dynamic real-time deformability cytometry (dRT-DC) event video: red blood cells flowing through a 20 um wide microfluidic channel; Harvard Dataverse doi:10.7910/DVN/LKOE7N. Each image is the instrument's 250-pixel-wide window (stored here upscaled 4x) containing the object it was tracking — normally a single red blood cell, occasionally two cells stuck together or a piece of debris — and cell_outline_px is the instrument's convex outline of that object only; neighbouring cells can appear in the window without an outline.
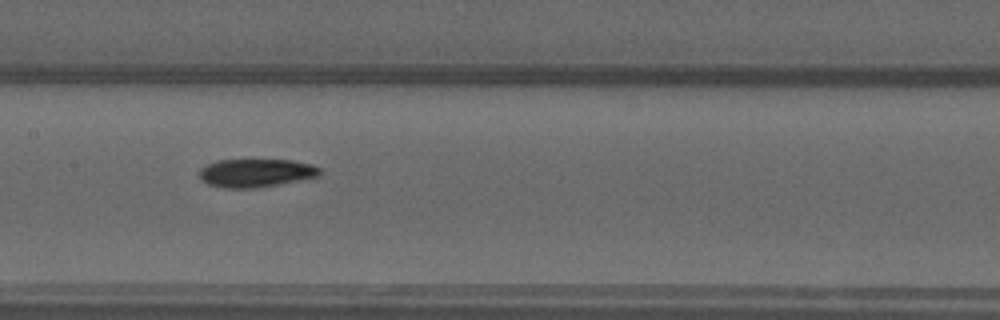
{"species": "common noctule bat (a hibernating species)", "species_latin": "Nyctalus noctula", "temperature_condition": "warm", "stored_images_in_passage": 52, "camera_frame_rate_fps": 3000, "um_per_image_px": 0.085, "animal": {"sex": "male", "forearm_length_mm": 52.5}, "frame": {"image": 1, "passage_image": 26, "time_ms": 8.333, "image_size_px": [1000, 320], "cell_outline_px": [[320, 176], [256, 188], [224, 188], [208, 184], [200, 180], [200, 168], [208, 164], [220, 160], [292, 160], [312, 164], [320, 168]], "centroid_in_image_um": [21.75, 14.7], "position_along_channel_um": 185.7, "area_um2": 19.77}}
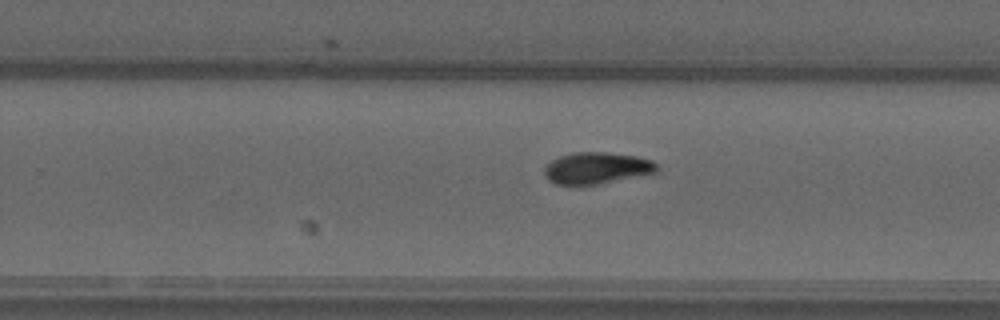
{"frame": {"image": 2, "passage_image": 33, "time_ms": 10.667, "image_size_px": [1000, 320], "cell_outline_px": [[660, 168], [656, 172], [596, 184], [556, 184], [548, 180], [544, 176], [544, 168], [552, 160], [560, 156], [576, 152], [608, 152], [636, 156], [652, 160]], "centroid_in_image_um": [50.71, 14.27], "position_along_channel_um": 279.1, "area_um2": 20.46}}
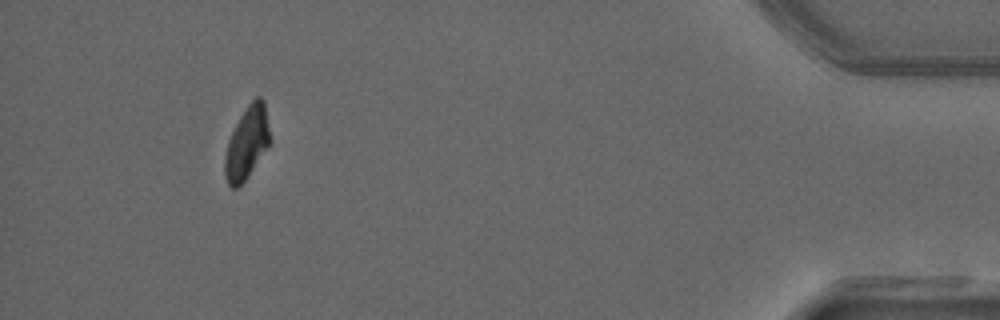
{"frame": {"image": 3, "passage_image": 48, "time_ms": 15.667, "image_size_px": [1000, 320], "cell_outline_px": [[272, 140], [248, 176], [236, 188], [232, 188], [228, 184], [224, 172], [224, 160], [228, 140], [240, 116], [248, 104], [256, 96], [260, 96], [264, 100]], "centroid_in_image_um": [21.0, 12.11], "position_along_channel_um": 414.2, "area_um2": 19.02}, "authors_computed_cell_mechanics": {"area_um2": 19.7098, "velocity_mm_per_s": 4.024, "shape_relaxation_time_tau1_ms": 5.8559, "shape_relaxation_time_tau2_ms": 2.9518, "deformation_change_tau1": 0.2055, "deformation_change_tau2": 0.0727}}